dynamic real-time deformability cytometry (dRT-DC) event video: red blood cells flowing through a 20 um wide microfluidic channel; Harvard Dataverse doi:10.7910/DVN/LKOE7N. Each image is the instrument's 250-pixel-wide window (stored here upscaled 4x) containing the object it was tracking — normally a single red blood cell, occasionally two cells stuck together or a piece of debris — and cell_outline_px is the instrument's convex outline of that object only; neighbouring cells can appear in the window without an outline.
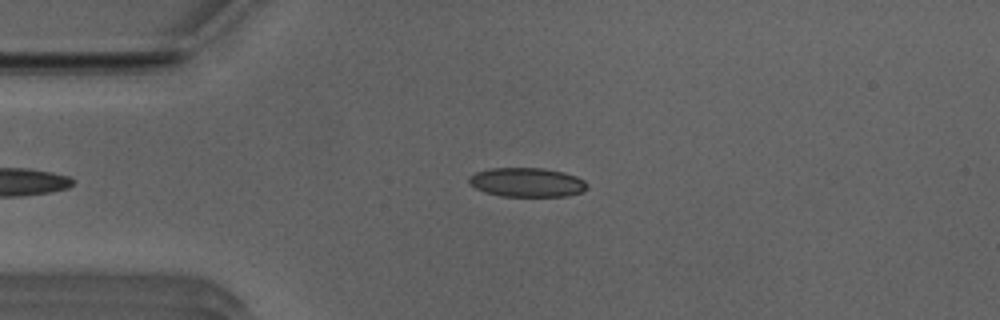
{"species": "Egyptian fruit bat (a non-hibernating species)", "species_latin": "Rousettus aegyptiacus", "temperature_condition": "room temperature", "stored_images_in_passage": 42, "camera_frame_rate_fps": 3000, "um_per_image_px": 0.085, "animal": {"sex": "male"}, "frame": {"image": 1, "passage_image": 7, "time_ms": 2.0, "image_size_px": [1000, 320], "cell_outline_px": [[588, 188], [580, 192], [568, 196], [500, 196], [484, 192], [468, 184], [468, 176], [476, 172], [488, 168], [544, 168], [564, 172], [576, 176], [584, 180], [588, 184]], "centroid_in_image_um": [44.77, 15.49], "position_along_channel_um": 40.2, "area_um2": 20.29}}
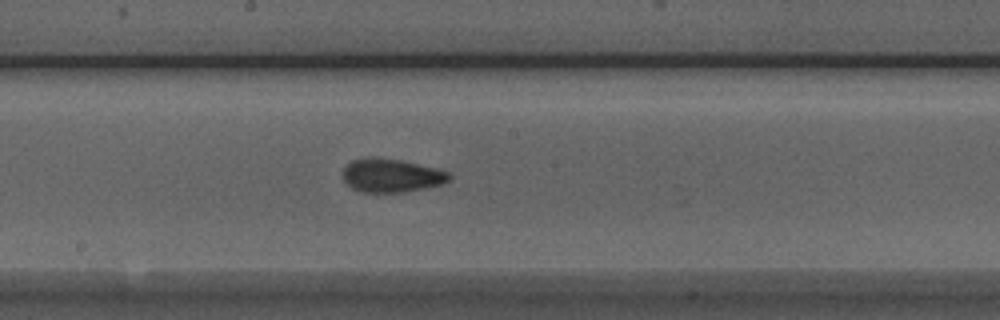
{"frame": {"image": 2, "passage_image": 22, "time_ms": 7.0, "image_size_px": [1000, 320], "cell_outline_px": [[452, 176], [448, 180], [440, 184], [424, 188], [404, 192], [364, 192], [352, 188], [344, 180], [344, 168], [352, 160], [368, 156], [372, 156], [400, 160], [436, 168], [448, 172]], "centroid_in_image_um": [33.25, 14.9], "position_along_channel_um": 214.9, "area_um2": 20.58}}
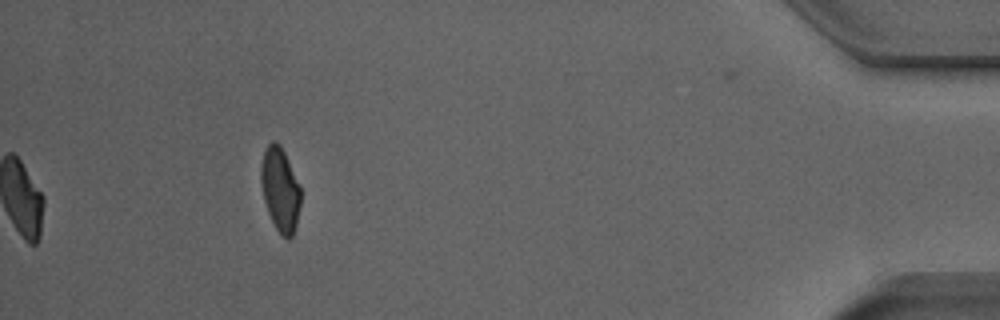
{"frame": {"image": 3, "passage_image": 42, "time_ms": 13.667, "image_size_px": [1000, 320], "cell_outline_px": [[300, 204], [296, 224], [292, 236], [288, 240], [280, 236], [268, 212], [264, 200], [260, 180], [260, 168], [264, 152], [268, 144], [272, 140], [276, 140], [280, 144], [300, 184]], "centroid_in_image_um": [23.81, 16.1], "position_along_channel_um": 411.4, "area_um2": 19.48}, "authors_computed_cell_mechanics": {"area_um2": 20.3456, "velocity_mm_per_s": 3.9513, "shape_relaxation_time_tau1_ms": 10.8197, "shape_relaxation_time_tau2_ms": 1.4498, "deformation_change_tau1": 0.2429, "deformation_change_tau2": 0.0704}}